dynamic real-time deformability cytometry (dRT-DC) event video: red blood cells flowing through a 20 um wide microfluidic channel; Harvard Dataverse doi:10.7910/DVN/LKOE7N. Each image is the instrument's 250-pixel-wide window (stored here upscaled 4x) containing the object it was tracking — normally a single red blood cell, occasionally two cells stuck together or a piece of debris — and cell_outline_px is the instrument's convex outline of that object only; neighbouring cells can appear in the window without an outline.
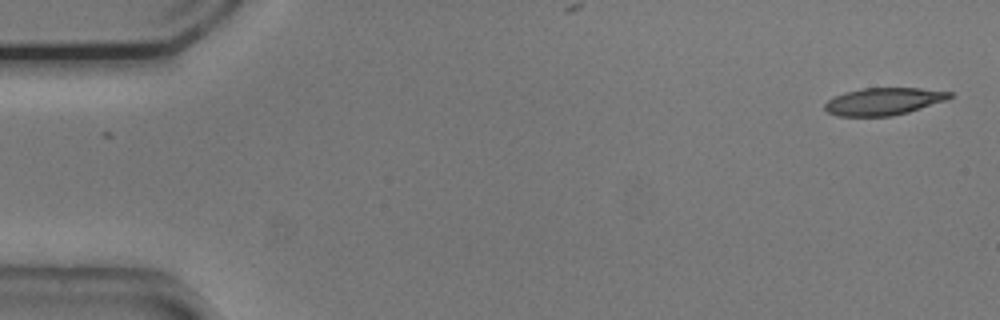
{"species": "common noctule bat (a hibernating species)", "species_latin": "Nyctalus noctula", "temperature_condition": "cold", "stored_images_in_passage": 49, "camera_frame_rate_fps": 3000, "um_per_image_px": 0.085, "animal": {"sex": "male", "body_mass_g": 20.5, "forearm_length_mm": 52.5}, "frame": {"image": 1, "passage_image": 1, "time_ms": 0.0, "image_size_px": [1000, 320], "cell_outline_px": [[952, 96], [948, 100], [908, 112], [892, 116], [836, 116], [828, 112], [824, 108], [824, 104], [828, 100], [844, 92], [864, 88], [920, 88], [952, 92]], "centroid_in_image_um": [75.12, 8.62], "position_along_channel_um": 9.9, "area_um2": 19.88}}
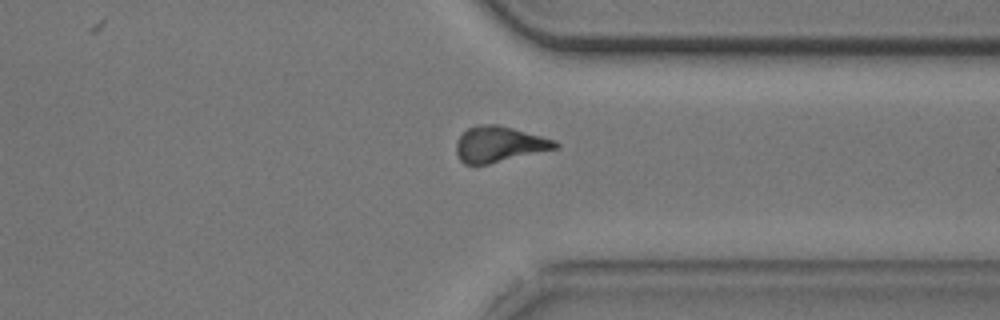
{"frame": {"image": 2, "passage_image": 40, "time_ms": 13.0, "image_size_px": [1000, 320], "cell_outline_px": [[560, 148], [488, 164], [464, 164], [460, 160], [456, 152], [456, 140], [468, 128], [480, 124], [496, 124], [512, 128], [556, 140], [560, 144]], "centroid_in_image_um": [42.45, 12.26], "position_along_channel_um": 369.0, "area_um2": 20.63}}
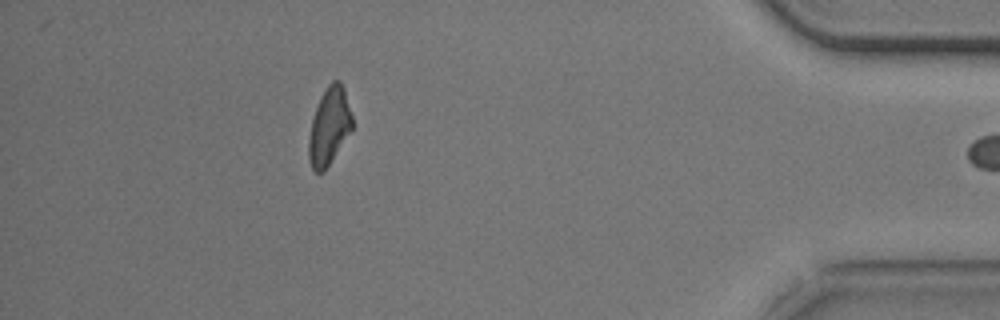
{"frame": {"image": 3, "passage_image": 47, "time_ms": 15.333, "image_size_px": [1000, 320], "cell_outline_px": [[352, 128], [324, 172], [316, 172], [312, 168], [308, 160], [308, 140], [312, 120], [320, 96], [328, 84], [332, 80], [340, 80], [344, 88], [352, 116]], "centroid_in_image_um": [27.96, 10.72], "position_along_channel_um": 407.2, "area_um2": 19.42}, "authors_computed_cell_mechanics": {"area_um2": 20.9236, "velocity_mm_per_s": 3.759, "shape_relaxation_time_tau1_ms": 5.3134, "shape_relaxation_time_tau2_ms": 11.1772, "deformation_change_tau1": 0.1412, "deformation_change_tau2": 0.2275}}